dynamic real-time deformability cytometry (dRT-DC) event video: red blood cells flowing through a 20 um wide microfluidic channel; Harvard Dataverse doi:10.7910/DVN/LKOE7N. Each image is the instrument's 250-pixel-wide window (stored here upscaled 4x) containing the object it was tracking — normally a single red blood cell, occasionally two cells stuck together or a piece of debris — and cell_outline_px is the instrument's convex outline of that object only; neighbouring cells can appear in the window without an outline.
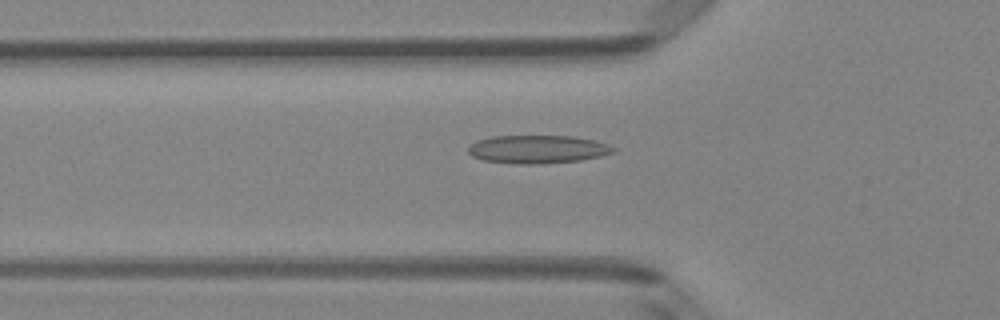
{"species": "Egyptian fruit bat (a non-hibernating species)", "species_latin": "Rousettus aegyptiacus", "temperature_condition": "room temperature", "stored_images_in_passage": 40, "camera_frame_rate_fps": 3000, "um_per_image_px": 0.085, "animal": {"sex": "female"}, "frame": {"image": 1, "passage_image": 8, "time_ms": 2.333, "image_size_px": [1000, 320], "cell_outline_px": [[616, 152], [600, 156], [580, 160], [536, 164], [520, 164], [484, 160], [472, 156], [468, 152], [468, 148], [476, 140], [492, 136], [572, 136], [596, 140], [608, 144], [616, 148]], "centroid_in_image_um": [45.72, 12.68], "position_along_channel_um": 80.1, "area_um2": 23.81}}
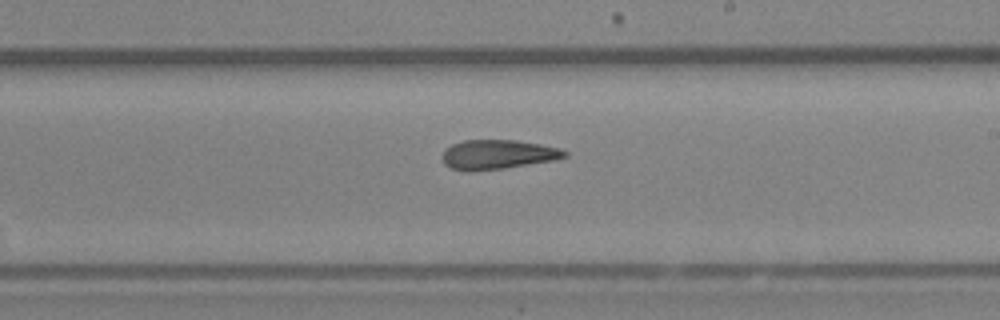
{"frame": {"image": 2, "passage_image": 20, "time_ms": 6.333, "image_size_px": [1000, 320], "cell_outline_px": [[568, 156], [556, 160], [504, 168], [464, 172], [452, 168], [444, 164], [444, 152], [452, 144], [464, 140], [516, 140], [540, 144], [560, 148], [568, 152]], "centroid_in_image_um": [42.35, 13.13], "position_along_channel_um": 246.6, "area_um2": 20.92}}
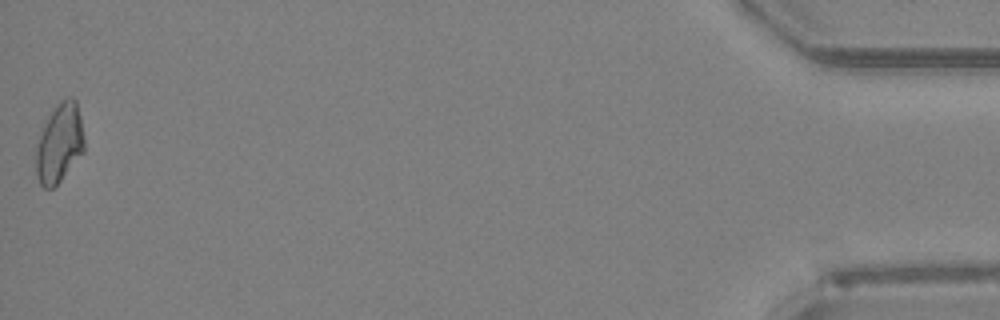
{"frame": {"image": 3, "passage_image": 40, "time_ms": 13.0, "image_size_px": [1000, 320], "cell_outline_px": [[84, 152], [60, 180], [52, 188], [44, 188], [40, 184], [36, 176], [36, 144], [48, 116], [60, 100], [68, 96], [72, 96], [76, 100], [80, 116], [84, 136]], "centroid_in_image_um": [5.05, 12.15], "position_along_channel_um": 430.1, "area_um2": 22.2}, "authors_computed_cell_mechanics": {"area_um2": 21.6172, "velocity_mm_per_s": 4.1766, "shape_relaxation_time_tau1_ms": null, "shape_relaxation_time_tau2_ms": 3.7184, "deformation_change_tau1": null, "deformation_change_tau2": 0.124}}